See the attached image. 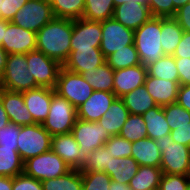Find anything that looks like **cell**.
Masks as SVG:
<instances>
[{
    "label": "cell",
    "instance_id": "cell-25",
    "mask_svg": "<svg viewBox=\"0 0 190 190\" xmlns=\"http://www.w3.org/2000/svg\"><path fill=\"white\" fill-rule=\"evenodd\" d=\"M139 166L133 157H112L110 168H106V173L111 181L129 184L131 178L138 172Z\"/></svg>",
    "mask_w": 190,
    "mask_h": 190
},
{
    "label": "cell",
    "instance_id": "cell-47",
    "mask_svg": "<svg viewBox=\"0 0 190 190\" xmlns=\"http://www.w3.org/2000/svg\"><path fill=\"white\" fill-rule=\"evenodd\" d=\"M178 69L179 84L190 85V58H175Z\"/></svg>",
    "mask_w": 190,
    "mask_h": 190
},
{
    "label": "cell",
    "instance_id": "cell-45",
    "mask_svg": "<svg viewBox=\"0 0 190 190\" xmlns=\"http://www.w3.org/2000/svg\"><path fill=\"white\" fill-rule=\"evenodd\" d=\"M12 190H43L41 181L21 173L12 177Z\"/></svg>",
    "mask_w": 190,
    "mask_h": 190
},
{
    "label": "cell",
    "instance_id": "cell-57",
    "mask_svg": "<svg viewBox=\"0 0 190 190\" xmlns=\"http://www.w3.org/2000/svg\"><path fill=\"white\" fill-rule=\"evenodd\" d=\"M174 3V15L178 9L188 3L190 0H172Z\"/></svg>",
    "mask_w": 190,
    "mask_h": 190
},
{
    "label": "cell",
    "instance_id": "cell-28",
    "mask_svg": "<svg viewBox=\"0 0 190 190\" xmlns=\"http://www.w3.org/2000/svg\"><path fill=\"white\" fill-rule=\"evenodd\" d=\"M183 32V29L173 17L161 18L160 42L165 55L173 56Z\"/></svg>",
    "mask_w": 190,
    "mask_h": 190
},
{
    "label": "cell",
    "instance_id": "cell-26",
    "mask_svg": "<svg viewBox=\"0 0 190 190\" xmlns=\"http://www.w3.org/2000/svg\"><path fill=\"white\" fill-rule=\"evenodd\" d=\"M94 91L114 93V70L105 62L82 74Z\"/></svg>",
    "mask_w": 190,
    "mask_h": 190
},
{
    "label": "cell",
    "instance_id": "cell-49",
    "mask_svg": "<svg viewBox=\"0 0 190 190\" xmlns=\"http://www.w3.org/2000/svg\"><path fill=\"white\" fill-rule=\"evenodd\" d=\"M173 18L183 31L190 32V1L178 9Z\"/></svg>",
    "mask_w": 190,
    "mask_h": 190
},
{
    "label": "cell",
    "instance_id": "cell-17",
    "mask_svg": "<svg viewBox=\"0 0 190 190\" xmlns=\"http://www.w3.org/2000/svg\"><path fill=\"white\" fill-rule=\"evenodd\" d=\"M116 98V95L112 92L93 91L88 100L76 108L77 118L84 121L98 122Z\"/></svg>",
    "mask_w": 190,
    "mask_h": 190
},
{
    "label": "cell",
    "instance_id": "cell-9",
    "mask_svg": "<svg viewBox=\"0 0 190 190\" xmlns=\"http://www.w3.org/2000/svg\"><path fill=\"white\" fill-rule=\"evenodd\" d=\"M54 18L49 0H28L15 13L11 22L26 30L37 33Z\"/></svg>",
    "mask_w": 190,
    "mask_h": 190
},
{
    "label": "cell",
    "instance_id": "cell-20",
    "mask_svg": "<svg viewBox=\"0 0 190 190\" xmlns=\"http://www.w3.org/2000/svg\"><path fill=\"white\" fill-rule=\"evenodd\" d=\"M151 17L152 14L148 5L135 1L116 6L113 15L116 21L133 31L141 27Z\"/></svg>",
    "mask_w": 190,
    "mask_h": 190
},
{
    "label": "cell",
    "instance_id": "cell-31",
    "mask_svg": "<svg viewBox=\"0 0 190 190\" xmlns=\"http://www.w3.org/2000/svg\"><path fill=\"white\" fill-rule=\"evenodd\" d=\"M23 165L18 151L0 145V176L15 177L23 173Z\"/></svg>",
    "mask_w": 190,
    "mask_h": 190
},
{
    "label": "cell",
    "instance_id": "cell-2",
    "mask_svg": "<svg viewBox=\"0 0 190 190\" xmlns=\"http://www.w3.org/2000/svg\"><path fill=\"white\" fill-rule=\"evenodd\" d=\"M161 17L152 16L134 31V46L140 63L145 67L165 56L160 42Z\"/></svg>",
    "mask_w": 190,
    "mask_h": 190
},
{
    "label": "cell",
    "instance_id": "cell-22",
    "mask_svg": "<svg viewBox=\"0 0 190 190\" xmlns=\"http://www.w3.org/2000/svg\"><path fill=\"white\" fill-rule=\"evenodd\" d=\"M144 85L157 105L165 106L177 102L179 81H167L147 75Z\"/></svg>",
    "mask_w": 190,
    "mask_h": 190
},
{
    "label": "cell",
    "instance_id": "cell-8",
    "mask_svg": "<svg viewBox=\"0 0 190 190\" xmlns=\"http://www.w3.org/2000/svg\"><path fill=\"white\" fill-rule=\"evenodd\" d=\"M55 93L66 98L75 108L85 103L93 93V88L81 74L71 72L61 67Z\"/></svg>",
    "mask_w": 190,
    "mask_h": 190
},
{
    "label": "cell",
    "instance_id": "cell-59",
    "mask_svg": "<svg viewBox=\"0 0 190 190\" xmlns=\"http://www.w3.org/2000/svg\"><path fill=\"white\" fill-rule=\"evenodd\" d=\"M131 1H135L138 3L144 4V5H148V3H149V0H131Z\"/></svg>",
    "mask_w": 190,
    "mask_h": 190
},
{
    "label": "cell",
    "instance_id": "cell-55",
    "mask_svg": "<svg viewBox=\"0 0 190 190\" xmlns=\"http://www.w3.org/2000/svg\"><path fill=\"white\" fill-rule=\"evenodd\" d=\"M109 190H133L129 184H122V183H117L115 181H111Z\"/></svg>",
    "mask_w": 190,
    "mask_h": 190
},
{
    "label": "cell",
    "instance_id": "cell-53",
    "mask_svg": "<svg viewBox=\"0 0 190 190\" xmlns=\"http://www.w3.org/2000/svg\"><path fill=\"white\" fill-rule=\"evenodd\" d=\"M9 123H10V120L8 118L6 111L3 108V104L1 102V97H0V129L4 128Z\"/></svg>",
    "mask_w": 190,
    "mask_h": 190
},
{
    "label": "cell",
    "instance_id": "cell-11",
    "mask_svg": "<svg viewBox=\"0 0 190 190\" xmlns=\"http://www.w3.org/2000/svg\"><path fill=\"white\" fill-rule=\"evenodd\" d=\"M71 133L80 146L83 158L94 149L104 146L110 134L98 122L84 121L77 118Z\"/></svg>",
    "mask_w": 190,
    "mask_h": 190
},
{
    "label": "cell",
    "instance_id": "cell-30",
    "mask_svg": "<svg viewBox=\"0 0 190 190\" xmlns=\"http://www.w3.org/2000/svg\"><path fill=\"white\" fill-rule=\"evenodd\" d=\"M162 175L160 167L139 166L138 172L131 178L129 186L133 190H152L159 187Z\"/></svg>",
    "mask_w": 190,
    "mask_h": 190
},
{
    "label": "cell",
    "instance_id": "cell-33",
    "mask_svg": "<svg viewBox=\"0 0 190 190\" xmlns=\"http://www.w3.org/2000/svg\"><path fill=\"white\" fill-rule=\"evenodd\" d=\"M114 9L113 0H85L82 18L91 21H105L113 18Z\"/></svg>",
    "mask_w": 190,
    "mask_h": 190
},
{
    "label": "cell",
    "instance_id": "cell-29",
    "mask_svg": "<svg viewBox=\"0 0 190 190\" xmlns=\"http://www.w3.org/2000/svg\"><path fill=\"white\" fill-rule=\"evenodd\" d=\"M142 116L146 123L147 137L157 140L170 134L171 129L165 119L163 106L157 105Z\"/></svg>",
    "mask_w": 190,
    "mask_h": 190
},
{
    "label": "cell",
    "instance_id": "cell-36",
    "mask_svg": "<svg viewBox=\"0 0 190 190\" xmlns=\"http://www.w3.org/2000/svg\"><path fill=\"white\" fill-rule=\"evenodd\" d=\"M105 60L113 70L124 69L141 64L134 44L124 46V49L117 50L110 54Z\"/></svg>",
    "mask_w": 190,
    "mask_h": 190
},
{
    "label": "cell",
    "instance_id": "cell-5",
    "mask_svg": "<svg viewBox=\"0 0 190 190\" xmlns=\"http://www.w3.org/2000/svg\"><path fill=\"white\" fill-rule=\"evenodd\" d=\"M27 67V54H9L0 88L24 92L39 87Z\"/></svg>",
    "mask_w": 190,
    "mask_h": 190
},
{
    "label": "cell",
    "instance_id": "cell-52",
    "mask_svg": "<svg viewBox=\"0 0 190 190\" xmlns=\"http://www.w3.org/2000/svg\"><path fill=\"white\" fill-rule=\"evenodd\" d=\"M8 53L0 46V84L4 75Z\"/></svg>",
    "mask_w": 190,
    "mask_h": 190
},
{
    "label": "cell",
    "instance_id": "cell-12",
    "mask_svg": "<svg viewBox=\"0 0 190 190\" xmlns=\"http://www.w3.org/2000/svg\"><path fill=\"white\" fill-rule=\"evenodd\" d=\"M102 38L100 49L106 58L124 46L134 44V31L128 29L114 18L101 21Z\"/></svg>",
    "mask_w": 190,
    "mask_h": 190
},
{
    "label": "cell",
    "instance_id": "cell-39",
    "mask_svg": "<svg viewBox=\"0 0 190 190\" xmlns=\"http://www.w3.org/2000/svg\"><path fill=\"white\" fill-rule=\"evenodd\" d=\"M163 110L171 131L177 126L190 125V112L177 102L163 106Z\"/></svg>",
    "mask_w": 190,
    "mask_h": 190
},
{
    "label": "cell",
    "instance_id": "cell-1",
    "mask_svg": "<svg viewBox=\"0 0 190 190\" xmlns=\"http://www.w3.org/2000/svg\"><path fill=\"white\" fill-rule=\"evenodd\" d=\"M72 34L73 19L54 17L36 33V50L63 65L71 52Z\"/></svg>",
    "mask_w": 190,
    "mask_h": 190
},
{
    "label": "cell",
    "instance_id": "cell-41",
    "mask_svg": "<svg viewBox=\"0 0 190 190\" xmlns=\"http://www.w3.org/2000/svg\"><path fill=\"white\" fill-rule=\"evenodd\" d=\"M104 147L107 151H110L114 158L131 157L132 142L119 135L110 136L105 142Z\"/></svg>",
    "mask_w": 190,
    "mask_h": 190
},
{
    "label": "cell",
    "instance_id": "cell-6",
    "mask_svg": "<svg viewBox=\"0 0 190 190\" xmlns=\"http://www.w3.org/2000/svg\"><path fill=\"white\" fill-rule=\"evenodd\" d=\"M71 167L52 150L24 161L23 173L39 181L67 174Z\"/></svg>",
    "mask_w": 190,
    "mask_h": 190
},
{
    "label": "cell",
    "instance_id": "cell-40",
    "mask_svg": "<svg viewBox=\"0 0 190 190\" xmlns=\"http://www.w3.org/2000/svg\"><path fill=\"white\" fill-rule=\"evenodd\" d=\"M110 183L106 172H82V190H109Z\"/></svg>",
    "mask_w": 190,
    "mask_h": 190
},
{
    "label": "cell",
    "instance_id": "cell-35",
    "mask_svg": "<svg viewBox=\"0 0 190 190\" xmlns=\"http://www.w3.org/2000/svg\"><path fill=\"white\" fill-rule=\"evenodd\" d=\"M147 73L148 75L159 79L179 81L175 58L171 55H165L156 62L147 66Z\"/></svg>",
    "mask_w": 190,
    "mask_h": 190
},
{
    "label": "cell",
    "instance_id": "cell-10",
    "mask_svg": "<svg viewBox=\"0 0 190 190\" xmlns=\"http://www.w3.org/2000/svg\"><path fill=\"white\" fill-rule=\"evenodd\" d=\"M27 64L30 74L34 76L39 87L55 88L62 67L57 60L35 50L27 53Z\"/></svg>",
    "mask_w": 190,
    "mask_h": 190
},
{
    "label": "cell",
    "instance_id": "cell-7",
    "mask_svg": "<svg viewBox=\"0 0 190 190\" xmlns=\"http://www.w3.org/2000/svg\"><path fill=\"white\" fill-rule=\"evenodd\" d=\"M51 139L40 123L20 126L17 151L22 161L51 150Z\"/></svg>",
    "mask_w": 190,
    "mask_h": 190
},
{
    "label": "cell",
    "instance_id": "cell-14",
    "mask_svg": "<svg viewBox=\"0 0 190 190\" xmlns=\"http://www.w3.org/2000/svg\"><path fill=\"white\" fill-rule=\"evenodd\" d=\"M1 47L8 54H27L36 50V33L8 21Z\"/></svg>",
    "mask_w": 190,
    "mask_h": 190
},
{
    "label": "cell",
    "instance_id": "cell-43",
    "mask_svg": "<svg viewBox=\"0 0 190 190\" xmlns=\"http://www.w3.org/2000/svg\"><path fill=\"white\" fill-rule=\"evenodd\" d=\"M148 7L152 16L174 17V3L172 0H149Z\"/></svg>",
    "mask_w": 190,
    "mask_h": 190
},
{
    "label": "cell",
    "instance_id": "cell-16",
    "mask_svg": "<svg viewBox=\"0 0 190 190\" xmlns=\"http://www.w3.org/2000/svg\"><path fill=\"white\" fill-rule=\"evenodd\" d=\"M0 97L10 123L19 126L36 124L24 104L23 92H13L0 88Z\"/></svg>",
    "mask_w": 190,
    "mask_h": 190
},
{
    "label": "cell",
    "instance_id": "cell-58",
    "mask_svg": "<svg viewBox=\"0 0 190 190\" xmlns=\"http://www.w3.org/2000/svg\"><path fill=\"white\" fill-rule=\"evenodd\" d=\"M114 2V6H119V5H122L123 3H129L131 2V0H113Z\"/></svg>",
    "mask_w": 190,
    "mask_h": 190
},
{
    "label": "cell",
    "instance_id": "cell-42",
    "mask_svg": "<svg viewBox=\"0 0 190 190\" xmlns=\"http://www.w3.org/2000/svg\"><path fill=\"white\" fill-rule=\"evenodd\" d=\"M190 176L164 174L161 177L160 190H187Z\"/></svg>",
    "mask_w": 190,
    "mask_h": 190
},
{
    "label": "cell",
    "instance_id": "cell-54",
    "mask_svg": "<svg viewBox=\"0 0 190 190\" xmlns=\"http://www.w3.org/2000/svg\"><path fill=\"white\" fill-rule=\"evenodd\" d=\"M0 190H12V177L0 176Z\"/></svg>",
    "mask_w": 190,
    "mask_h": 190
},
{
    "label": "cell",
    "instance_id": "cell-15",
    "mask_svg": "<svg viewBox=\"0 0 190 190\" xmlns=\"http://www.w3.org/2000/svg\"><path fill=\"white\" fill-rule=\"evenodd\" d=\"M106 62L100 48L91 47L85 49L71 50L69 57L62 65L63 68L78 74L99 67Z\"/></svg>",
    "mask_w": 190,
    "mask_h": 190
},
{
    "label": "cell",
    "instance_id": "cell-46",
    "mask_svg": "<svg viewBox=\"0 0 190 190\" xmlns=\"http://www.w3.org/2000/svg\"><path fill=\"white\" fill-rule=\"evenodd\" d=\"M28 0H3L2 10H1V19L10 21L14 18L15 13L20 10V8Z\"/></svg>",
    "mask_w": 190,
    "mask_h": 190
},
{
    "label": "cell",
    "instance_id": "cell-27",
    "mask_svg": "<svg viewBox=\"0 0 190 190\" xmlns=\"http://www.w3.org/2000/svg\"><path fill=\"white\" fill-rule=\"evenodd\" d=\"M121 99L132 115H143L149 109L157 106L146 90L145 85L139 86L135 90L126 93Z\"/></svg>",
    "mask_w": 190,
    "mask_h": 190
},
{
    "label": "cell",
    "instance_id": "cell-24",
    "mask_svg": "<svg viewBox=\"0 0 190 190\" xmlns=\"http://www.w3.org/2000/svg\"><path fill=\"white\" fill-rule=\"evenodd\" d=\"M129 115L130 113L125 107L124 101L121 98H116L98 123L111 136L119 135Z\"/></svg>",
    "mask_w": 190,
    "mask_h": 190
},
{
    "label": "cell",
    "instance_id": "cell-56",
    "mask_svg": "<svg viewBox=\"0 0 190 190\" xmlns=\"http://www.w3.org/2000/svg\"><path fill=\"white\" fill-rule=\"evenodd\" d=\"M7 26H8V21L0 18V46L2 45Z\"/></svg>",
    "mask_w": 190,
    "mask_h": 190
},
{
    "label": "cell",
    "instance_id": "cell-23",
    "mask_svg": "<svg viewBox=\"0 0 190 190\" xmlns=\"http://www.w3.org/2000/svg\"><path fill=\"white\" fill-rule=\"evenodd\" d=\"M133 157L140 166L160 167L162 153L156 141L146 137L132 142Z\"/></svg>",
    "mask_w": 190,
    "mask_h": 190
},
{
    "label": "cell",
    "instance_id": "cell-50",
    "mask_svg": "<svg viewBox=\"0 0 190 190\" xmlns=\"http://www.w3.org/2000/svg\"><path fill=\"white\" fill-rule=\"evenodd\" d=\"M174 58H190V32H183L181 41L173 54Z\"/></svg>",
    "mask_w": 190,
    "mask_h": 190
},
{
    "label": "cell",
    "instance_id": "cell-51",
    "mask_svg": "<svg viewBox=\"0 0 190 190\" xmlns=\"http://www.w3.org/2000/svg\"><path fill=\"white\" fill-rule=\"evenodd\" d=\"M177 103L190 112V85L179 87Z\"/></svg>",
    "mask_w": 190,
    "mask_h": 190
},
{
    "label": "cell",
    "instance_id": "cell-13",
    "mask_svg": "<svg viewBox=\"0 0 190 190\" xmlns=\"http://www.w3.org/2000/svg\"><path fill=\"white\" fill-rule=\"evenodd\" d=\"M102 38L101 22L84 18L73 20L71 50L96 47L100 48Z\"/></svg>",
    "mask_w": 190,
    "mask_h": 190
},
{
    "label": "cell",
    "instance_id": "cell-21",
    "mask_svg": "<svg viewBox=\"0 0 190 190\" xmlns=\"http://www.w3.org/2000/svg\"><path fill=\"white\" fill-rule=\"evenodd\" d=\"M24 104L36 123L42 124L48 117L52 100V89L37 87L23 92Z\"/></svg>",
    "mask_w": 190,
    "mask_h": 190
},
{
    "label": "cell",
    "instance_id": "cell-37",
    "mask_svg": "<svg viewBox=\"0 0 190 190\" xmlns=\"http://www.w3.org/2000/svg\"><path fill=\"white\" fill-rule=\"evenodd\" d=\"M113 155L102 146L94 149L86 158H84L81 172H106L110 168V162Z\"/></svg>",
    "mask_w": 190,
    "mask_h": 190
},
{
    "label": "cell",
    "instance_id": "cell-60",
    "mask_svg": "<svg viewBox=\"0 0 190 190\" xmlns=\"http://www.w3.org/2000/svg\"><path fill=\"white\" fill-rule=\"evenodd\" d=\"M2 3H3V0H0V18H1Z\"/></svg>",
    "mask_w": 190,
    "mask_h": 190
},
{
    "label": "cell",
    "instance_id": "cell-18",
    "mask_svg": "<svg viewBox=\"0 0 190 190\" xmlns=\"http://www.w3.org/2000/svg\"><path fill=\"white\" fill-rule=\"evenodd\" d=\"M51 150L63 159L71 169H81L84 158L80 146L71 132L52 136Z\"/></svg>",
    "mask_w": 190,
    "mask_h": 190
},
{
    "label": "cell",
    "instance_id": "cell-3",
    "mask_svg": "<svg viewBox=\"0 0 190 190\" xmlns=\"http://www.w3.org/2000/svg\"><path fill=\"white\" fill-rule=\"evenodd\" d=\"M155 141L162 153V172L190 176V147L173 142L170 134Z\"/></svg>",
    "mask_w": 190,
    "mask_h": 190
},
{
    "label": "cell",
    "instance_id": "cell-48",
    "mask_svg": "<svg viewBox=\"0 0 190 190\" xmlns=\"http://www.w3.org/2000/svg\"><path fill=\"white\" fill-rule=\"evenodd\" d=\"M173 142L190 147V125L177 126V129L170 132Z\"/></svg>",
    "mask_w": 190,
    "mask_h": 190
},
{
    "label": "cell",
    "instance_id": "cell-38",
    "mask_svg": "<svg viewBox=\"0 0 190 190\" xmlns=\"http://www.w3.org/2000/svg\"><path fill=\"white\" fill-rule=\"evenodd\" d=\"M119 136L130 142H135L139 139L146 138L147 130L143 116L130 114L123 125Z\"/></svg>",
    "mask_w": 190,
    "mask_h": 190
},
{
    "label": "cell",
    "instance_id": "cell-4",
    "mask_svg": "<svg viewBox=\"0 0 190 190\" xmlns=\"http://www.w3.org/2000/svg\"><path fill=\"white\" fill-rule=\"evenodd\" d=\"M77 120L76 108L52 89V100L48 117L42 123L43 128L51 135L67 134L72 131Z\"/></svg>",
    "mask_w": 190,
    "mask_h": 190
},
{
    "label": "cell",
    "instance_id": "cell-61",
    "mask_svg": "<svg viewBox=\"0 0 190 190\" xmlns=\"http://www.w3.org/2000/svg\"><path fill=\"white\" fill-rule=\"evenodd\" d=\"M187 190H190V180H189V183H188Z\"/></svg>",
    "mask_w": 190,
    "mask_h": 190
},
{
    "label": "cell",
    "instance_id": "cell-34",
    "mask_svg": "<svg viewBox=\"0 0 190 190\" xmlns=\"http://www.w3.org/2000/svg\"><path fill=\"white\" fill-rule=\"evenodd\" d=\"M55 18H82L85 0H49Z\"/></svg>",
    "mask_w": 190,
    "mask_h": 190
},
{
    "label": "cell",
    "instance_id": "cell-44",
    "mask_svg": "<svg viewBox=\"0 0 190 190\" xmlns=\"http://www.w3.org/2000/svg\"><path fill=\"white\" fill-rule=\"evenodd\" d=\"M20 126L9 123L0 129V145L7 148H15L17 150V140Z\"/></svg>",
    "mask_w": 190,
    "mask_h": 190
},
{
    "label": "cell",
    "instance_id": "cell-19",
    "mask_svg": "<svg viewBox=\"0 0 190 190\" xmlns=\"http://www.w3.org/2000/svg\"><path fill=\"white\" fill-rule=\"evenodd\" d=\"M147 75V67L142 64L114 70V94L117 98H121L144 85Z\"/></svg>",
    "mask_w": 190,
    "mask_h": 190
},
{
    "label": "cell",
    "instance_id": "cell-32",
    "mask_svg": "<svg viewBox=\"0 0 190 190\" xmlns=\"http://www.w3.org/2000/svg\"><path fill=\"white\" fill-rule=\"evenodd\" d=\"M41 184L43 190H82V172L72 169L63 176L43 180Z\"/></svg>",
    "mask_w": 190,
    "mask_h": 190
}]
</instances>
